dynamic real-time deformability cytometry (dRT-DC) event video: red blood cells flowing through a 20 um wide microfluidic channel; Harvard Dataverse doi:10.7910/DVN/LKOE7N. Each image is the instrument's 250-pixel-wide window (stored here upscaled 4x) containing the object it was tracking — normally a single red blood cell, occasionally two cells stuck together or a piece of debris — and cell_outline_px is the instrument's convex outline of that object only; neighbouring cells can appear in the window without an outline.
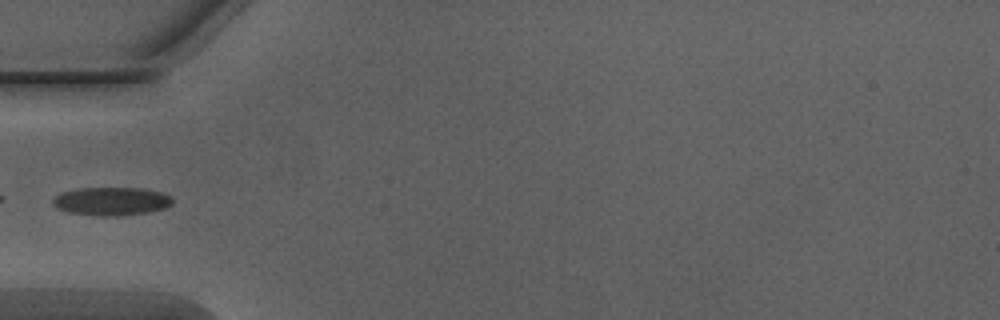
{"species": "Egyptian fruit bat (a non-hibernating species)", "species_latin": "Rousettus aegyptiacus", "temperature_condition": "warm", "stored_images_in_passage": 28, "camera_frame_rate_fps": 3000, "um_per_image_px": 0.085, "animal": {"sex": "male"}, "frame": {"image": 1, "passage_image": 1, "time_ms": 0.0, "image_size_px": [1000, 320], "cell_outline_px": [[172, 204], [164, 208], [148, 212], [120, 216], [100, 216], [68, 212], [56, 208], [52, 204], [52, 200], [60, 192], [76, 188], [140, 188], [164, 192], [172, 196]], "centroid_in_image_um": [9.46, 17.1], "position_along_channel_um": 75.5, "area_um2": 19.94}}